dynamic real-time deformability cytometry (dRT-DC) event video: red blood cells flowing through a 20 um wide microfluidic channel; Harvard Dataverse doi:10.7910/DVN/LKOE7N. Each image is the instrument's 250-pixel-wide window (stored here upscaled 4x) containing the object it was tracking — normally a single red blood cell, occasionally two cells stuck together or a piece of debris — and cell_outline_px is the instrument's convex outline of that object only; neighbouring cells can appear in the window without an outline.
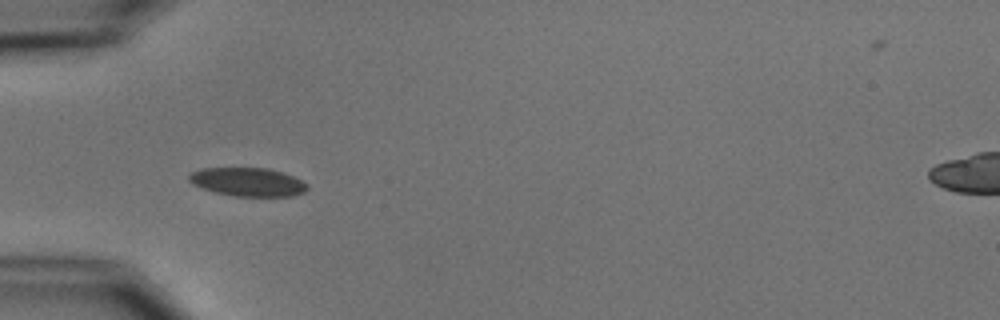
{"species": "common noctule bat (a hibernating species)", "species_latin": "Nyctalus noctula", "temperature_condition": "cold", "stored_images_in_passage": 2, "camera_frame_rate_fps": 3000, "um_per_image_px": 0.085, "animal": {"sex": "male", "body_mass_g": 15.6}, "frame": {"image": 1, "passage_image": 1, "time_ms": 0.0, "image_size_px": [1000, 320], "cell_outline_px": [[308, 188], [304, 192], [292, 196], [232, 196], [216, 192], [192, 184], [188, 180], [188, 176], [192, 172], [200, 168], [268, 168], [292, 176], [308, 184]], "centroid_in_image_um": [21.05, 15.46], "position_along_channel_um": 64.0, "area_um2": 19.54}}